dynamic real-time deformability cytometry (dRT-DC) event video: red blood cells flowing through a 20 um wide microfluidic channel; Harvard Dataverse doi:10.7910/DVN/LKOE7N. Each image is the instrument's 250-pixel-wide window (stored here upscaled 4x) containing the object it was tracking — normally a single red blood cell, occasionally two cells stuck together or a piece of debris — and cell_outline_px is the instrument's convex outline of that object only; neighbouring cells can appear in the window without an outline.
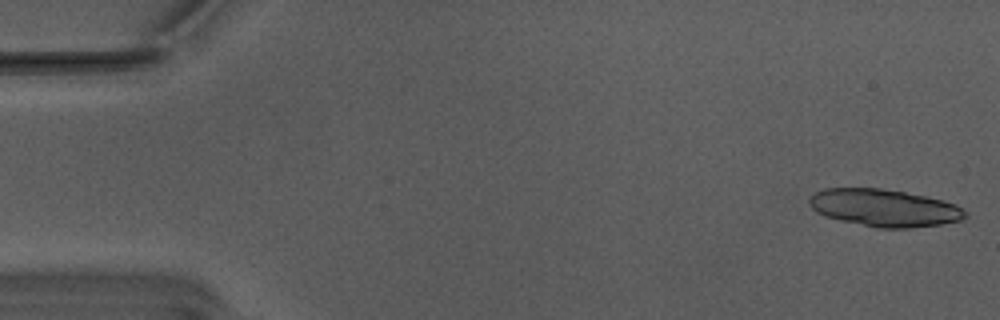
{"species": "Egyptian fruit bat (a non-hibernating species)", "species_latin": "Rousettus aegyptiacus", "temperature_condition": "warm", "stored_images_in_passage": 19, "camera_frame_rate_fps": 3000, "um_per_image_px": 0.085, "animal": {"sex": "male"}, "frame": {"image": 1, "passage_image": 1, "time_ms": 0.0, "image_size_px": [1000, 320], "cell_outline_px": [[968, 216], [960, 220], [940, 224], [908, 228], [876, 228], [840, 220], [816, 212], [808, 204], [808, 200], [816, 192], [824, 188], [880, 188], [904, 192], [924, 196], [956, 204], [968, 212]], "centroid_in_image_um": [75.16, 17.67], "position_along_channel_um": 9.8, "area_um2": 33.76}}
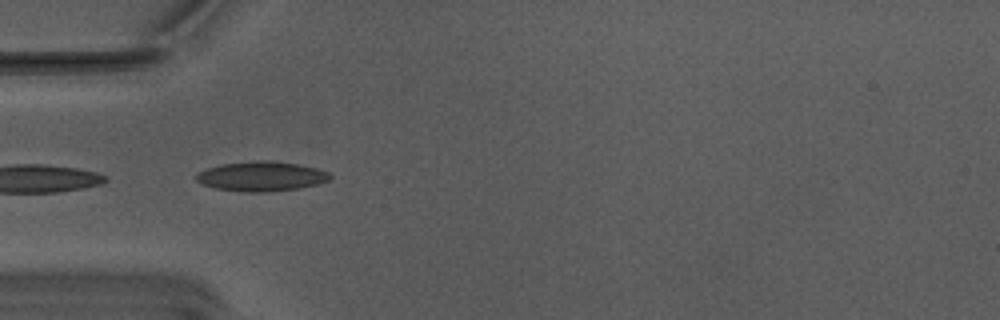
{"frame": {"image": 2, "passage_image": 17, "time_ms": 5.333, "image_size_px": [1000, 320], "cell_outline_px": [[332, 176], [328, 180], [316, 184], [300, 188], [268, 192], [240, 192], [216, 188], [200, 184], [196, 180], [196, 172], [220, 164], [256, 160], [268, 160], [296, 164], [316, 168], [328, 172]], "centroid_in_image_um": [22.17, 14.99], "position_along_channel_um": 62.8, "area_um2": 23.24}}